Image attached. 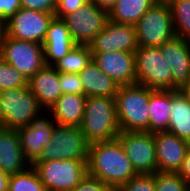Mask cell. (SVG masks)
<instances>
[{"mask_svg":"<svg viewBox=\"0 0 190 191\" xmlns=\"http://www.w3.org/2000/svg\"><path fill=\"white\" fill-rule=\"evenodd\" d=\"M87 172L115 191L137 175L118 138L90 143Z\"/></svg>","mask_w":190,"mask_h":191,"instance_id":"cell-1","label":"cell"},{"mask_svg":"<svg viewBox=\"0 0 190 191\" xmlns=\"http://www.w3.org/2000/svg\"><path fill=\"white\" fill-rule=\"evenodd\" d=\"M115 100L121 132H150L148 87L138 83L122 85Z\"/></svg>","mask_w":190,"mask_h":191,"instance_id":"cell-2","label":"cell"},{"mask_svg":"<svg viewBox=\"0 0 190 191\" xmlns=\"http://www.w3.org/2000/svg\"><path fill=\"white\" fill-rule=\"evenodd\" d=\"M89 143L117 138L120 127L114 97H87L80 126Z\"/></svg>","mask_w":190,"mask_h":191,"instance_id":"cell-3","label":"cell"},{"mask_svg":"<svg viewBox=\"0 0 190 191\" xmlns=\"http://www.w3.org/2000/svg\"><path fill=\"white\" fill-rule=\"evenodd\" d=\"M44 111L29 87L0 91V113L6 129L18 130L30 125Z\"/></svg>","mask_w":190,"mask_h":191,"instance_id":"cell-4","label":"cell"},{"mask_svg":"<svg viewBox=\"0 0 190 191\" xmlns=\"http://www.w3.org/2000/svg\"><path fill=\"white\" fill-rule=\"evenodd\" d=\"M32 167L46 191H71L88 174L87 160L35 161Z\"/></svg>","mask_w":190,"mask_h":191,"instance_id":"cell-5","label":"cell"},{"mask_svg":"<svg viewBox=\"0 0 190 191\" xmlns=\"http://www.w3.org/2000/svg\"><path fill=\"white\" fill-rule=\"evenodd\" d=\"M89 145L80 127L56 124L49 145L36 161L88 160Z\"/></svg>","mask_w":190,"mask_h":191,"instance_id":"cell-6","label":"cell"},{"mask_svg":"<svg viewBox=\"0 0 190 191\" xmlns=\"http://www.w3.org/2000/svg\"><path fill=\"white\" fill-rule=\"evenodd\" d=\"M134 27L139 47H159L176 36L168 3H155Z\"/></svg>","mask_w":190,"mask_h":191,"instance_id":"cell-7","label":"cell"},{"mask_svg":"<svg viewBox=\"0 0 190 191\" xmlns=\"http://www.w3.org/2000/svg\"><path fill=\"white\" fill-rule=\"evenodd\" d=\"M0 57L28 81L46 65L42 43L17 40L6 35L0 41Z\"/></svg>","mask_w":190,"mask_h":191,"instance_id":"cell-8","label":"cell"},{"mask_svg":"<svg viewBox=\"0 0 190 191\" xmlns=\"http://www.w3.org/2000/svg\"><path fill=\"white\" fill-rule=\"evenodd\" d=\"M137 83L151 90H172V75L159 47H138L135 51Z\"/></svg>","mask_w":190,"mask_h":191,"instance_id":"cell-9","label":"cell"},{"mask_svg":"<svg viewBox=\"0 0 190 191\" xmlns=\"http://www.w3.org/2000/svg\"><path fill=\"white\" fill-rule=\"evenodd\" d=\"M68 26L71 38L76 44L89 43L105 28L109 20L108 11L99 8L91 1L77 11L63 18Z\"/></svg>","mask_w":190,"mask_h":191,"instance_id":"cell-10","label":"cell"},{"mask_svg":"<svg viewBox=\"0 0 190 191\" xmlns=\"http://www.w3.org/2000/svg\"><path fill=\"white\" fill-rule=\"evenodd\" d=\"M117 138L137 174L158 172L154 133L120 132Z\"/></svg>","mask_w":190,"mask_h":191,"instance_id":"cell-11","label":"cell"},{"mask_svg":"<svg viewBox=\"0 0 190 191\" xmlns=\"http://www.w3.org/2000/svg\"><path fill=\"white\" fill-rule=\"evenodd\" d=\"M55 14L20 8L6 21L5 35L17 40L43 43Z\"/></svg>","mask_w":190,"mask_h":191,"instance_id":"cell-12","label":"cell"},{"mask_svg":"<svg viewBox=\"0 0 190 191\" xmlns=\"http://www.w3.org/2000/svg\"><path fill=\"white\" fill-rule=\"evenodd\" d=\"M91 53L122 51L135 53L138 42L134 25L108 20L105 28L89 43Z\"/></svg>","mask_w":190,"mask_h":191,"instance_id":"cell-13","label":"cell"},{"mask_svg":"<svg viewBox=\"0 0 190 191\" xmlns=\"http://www.w3.org/2000/svg\"><path fill=\"white\" fill-rule=\"evenodd\" d=\"M56 124L51 114L44 111L30 125L18 129L23 154L31 165L40 157L44 147L49 145Z\"/></svg>","mask_w":190,"mask_h":191,"instance_id":"cell-14","label":"cell"},{"mask_svg":"<svg viewBox=\"0 0 190 191\" xmlns=\"http://www.w3.org/2000/svg\"><path fill=\"white\" fill-rule=\"evenodd\" d=\"M92 60L119 86L137 83L135 53L122 51L92 53Z\"/></svg>","mask_w":190,"mask_h":191,"instance_id":"cell-15","label":"cell"},{"mask_svg":"<svg viewBox=\"0 0 190 191\" xmlns=\"http://www.w3.org/2000/svg\"><path fill=\"white\" fill-rule=\"evenodd\" d=\"M172 75V90H179L190 81V41L175 36L159 46Z\"/></svg>","mask_w":190,"mask_h":191,"instance_id":"cell-16","label":"cell"},{"mask_svg":"<svg viewBox=\"0 0 190 191\" xmlns=\"http://www.w3.org/2000/svg\"><path fill=\"white\" fill-rule=\"evenodd\" d=\"M158 172H178L190 143L164 131L154 133Z\"/></svg>","mask_w":190,"mask_h":191,"instance_id":"cell-17","label":"cell"},{"mask_svg":"<svg viewBox=\"0 0 190 191\" xmlns=\"http://www.w3.org/2000/svg\"><path fill=\"white\" fill-rule=\"evenodd\" d=\"M42 45L45 63L49 66H54L76 45L63 18L53 17Z\"/></svg>","mask_w":190,"mask_h":191,"instance_id":"cell-18","label":"cell"},{"mask_svg":"<svg viewBox=\"0 0 190 191\" xmlns=\"http://www.w3.org/2000/svg\"><path fill=\"white\" fill-rule=\"evenodd\" d=\"M31 166L25 158L18 135V130L0 131V171L8 175L20 173Z\"/></svg>","mask_w":190,"mask_h":191,"instance_id":"cell-19","label":"cell"},{"mask_svg":"<svg viewBox=\"0 0 190 191\" xmlns=\"http://www.w3.org/2000/svg\"><path fill=\"white\" fill-rule=\"evenodd\" d=\"M28 86L45 111L62 95L59 72L54 66L45 65L41 68L28 81Z\"/></svg>","mask_w":190,"mask_h":191,"instance_id":"cell-20","label":"cell"},{"mask_svg":"<svg viewBox=\"0 0 190 191\" xmlns=\"http://www.w3.org/2000/svg\"><path fill=\"white\" fill-rule=\"evenodd\" d=\"M87 96L80 94H62L47 110L59 125L80 127L84 117Z\"/></svg>","mask_w":190,"mask_h":191,"instance_id":"cell-21","label":"cell"},{"mask_svg":"<svg viewBox=\"0 0 190 191\" xmlns=\"http://www.w3.org/2000/svg\"><path fill=\"white\" fill-rule=\"evenodd\" d=\"M78 75L87 97L115 98L120 87L93 60Z\"/></svg>","mask_w":190,"mask_h":191,"instance_id":"cell-22","label":"cell"},{"mask_svg":"<svg viewBox=\"0 0 190 191\" xmlns=\"http://www.w3.org/2000/svg\"><path fill=\"white\" fill-rule=\"evenodd\" d=\"M168 132L190 143V103L180 90H171Z\"/></svg>","mask_w":190,"mask_h":191,"instance_id":"cell-23","label":"cell"},{"mask_svg":"<svg viewBox=\"0 0 190 191\" xmlns=\"http://www.w3.org/2000/svg\"><path fill=\"white\" fill-rule=\"evenodd\" d=\"M171 111V90L149 88L150 133L168 131Z\"/></svg>","mask_w":190,"mask_h":191,"instance_id":"cell-24","label":"cell"},{"mask_svg":"<svg viewBox=\"0 0 190 191\" xmlns=\"http://www.w3.org/2000/svg\"><path fill=\"white\" fill-rule=\"evenodd\" d=\"M155 3L154 0H118L108 12L109 20L135 25Z\"/></svg>","mask_w":190,"mask_h":191,"instance_id":"cell-25","label":"cell"},{"mask_svg":"<svg viewBox=\"0 0 190 191\" xmlns=\"http://www.w3.org/2000/svg\"><path fill=\"white\" fill-rule=\"evenodd\" d=\"M92 61L89 45L76 44L54 67L59 73H80Z\"/></svg>","mask_w":190,"mask_h":191,"instance_id":"cell-26","label":"cell"},{"mask_svg":"<svg viewBox=\"0 0 190 191\" xmlns=\"http://www.w3.org/2000/svg\"><path fill=\"white\" fill-rule=\"evenodd\" d=\"M168 5L175 35L190 41V0H171Z\"/></svg>","mask_w":190,"mask_h":191,"instance_id":"cell-27","label":"cell"},{"mask_svg":"<svg viewBox=\"0 0 190 191\" xmlns=\"http://www.w3.org/2000/svg\"><path fill=\"white\" fill-rule=\"evenodd\" d=\"M8 191H46L32 165L25 171L10 175Z\"/></svg>","mask_w":190,"mask_h":191,"instance_id":"cell-28","label":"cell"},{"mask_svg":"<svg viewBox=\"0 0 190 191\" xmlns=\"http://www.w3.org/2000/svg\"><path fill=\"white\" fill-rule=\"evenodd\" d=\"M156 191H190V186L178 172H155Z\"/></svg>","mask_w":190,"mask_h":191,"instance_id":"cell-29","label":"cell"},{"mask_svg":"<svg viewBox=\"0 0 190 191\" xmlns=\"http://www.w3.org/2000/svg\"><path fill=\"white\" fill-rule=\"evenodd\" d=\"M18 87H29L28 80L0 57V91Z\"/></svg>","mask_w":190,"mask_h":191,"instance_id":"cell-30","label":"cell"},{"mask_svg":"<svg viewBox=\"0 0 190 191\" xmlns=\"http://www.w3.org/2000/svg\"><path fill=\"white\" fill-rule=\"evenodd\" d=\"M116 191H156L154 174H137Z\"/></svg>","mask_w":190,"mask_h":191,"instance_id":"cell-31","label":"cell"},{"mask_svg":"<svg viewBox=\"0 0 190 191\" xmlns=\"http://www.w3.org/2000/svg\"><path fill=\"white\" fill-rule=\"evenodd\" d=\"M62 94L84 95L82 83L78 74L59 73Z\"/></svg>","mask_w":190,"mask_h":191,"instance_id":"cell-32","label":"cell"},{"mask_svg":"<svg viewBox=\"0 0 190 191\" xmlns=\"http://www.w3.org/2000/svg\"><path fill=\"white\" fill-rule=\"evenodd\" d=\"M71 191H115L109 185L103 183L100 179L93 178L88 174Z\"/></svg>","mask_w":190,"mask_h":191,"instance_id":"cell-33","label":"cell"},{"mask_svg":"<svg viewBox=\"0 0 190 191\" xmlns=\"http://www.w3.org/2000/svg\"><path fill=\"white\" fill-rule=\"evenodd\" d=\"M21 7L44 13L55 14L57 0H21Z\"/></svg>","mask_w":190,"mask_h":191,"instance_id":"cell-34","label":"cell"},{"mask_svg":"<svg viewBox=\"0 0 190 191\" xmlns=\"http://www.w3.org/2000/svg\"><path fill=\"white\" fill-rule=\"evenodd\" d=\"M88 0H57L55 16L64 18L66 15L77 11Z\"/></svg>","mask_w":190,"mask_h":191,"instance_id":"cell-35","label":"cell"},{"mask_svg":"<svg viewBox=\"0 0 190 191\" xmlns=\"http://www.w3.org/2000/svg\"><path fill=\"white\" fill-rule=\"evenodd\" d=\"M21 8V0H0V17L6 22Z\"/></svg>","mask_w":190,"mask_h":191,"instance_id":"cell-36","label":"cell"},{"mask_svg":"<svg viewBox=\"0 0 190 191\" xmlns=\"http://www.w3.org/2000/svg\"><path fill=\"white\" fill-rule=\"evenodd\" d=\"M183 180L190 186V147L187 149L181 169L178 171Z\"/></svg>","mask_w":190,"mask_h":191,"instance_id":"cell-37","label":"cell"},{"mask_svg":"<svg viewBox=\"0 0 190 191\" xmlns=\"http://www.w3.org/2000/svg\"><path fill=\"white\" fill-rule=\"evenodd\" d=\"M96 4L99 8H102L109 12L118 0H89Z\"/></svg>","mask_w":190,"mask_h":191,"instance_id":"cell-38","label":"cell"},{"mask_svg":"<svg viewBox=\"0 0 190 191\" xmlns=\"http://www.w3.org/2000/svg\"><path fill=\"white\" fill-rule=\"evenodd\" d=\"M10 175L0 171V191H8Z\"/></svg>","mask_w":190,"mask_h":191,"instance_id":"cell-39","label":"cell"},{"mask_svg":"<svg viewBox=\"0 0 190 191\" xmlns=\"http://www.w3.org/2000/svg\"><path fill=\"white\" fill-rule=\"evenodd\" d=\"M190 103V81L179 89Z\"/></svg>","mask_w":190,"mask_h":191,"instance_id":"cell-40","label":"cell"},{"mask_svg":"<svg viewBox=\"0 0 190 191\" xmlns=\"http://www.w3.org/2000/svg\"><path fill=\"white\" fill-rule=\"evenodd\" d=\"M6 22L0 17V41L5 37Z\"/></svg>","mask_w":190,"mask_h":191,"instance_id":"cell-41","label":"cell"},{"mask_svg":"<svg viewBox=\"0 0 190 191\" xmlns=\"http://www.w3.org/2000/svg\"><path fill=\"white\" fill-rule=\"evenodd\" d=\"M5 129V123L2 119L1 113H0V131Z\"/></svg>","mask_w":190,"mask_h":191,"instance_id":"cell-42","label":"cell"},{"mask_svg":"<svg viewBox=\"0 0 190 191\" xmlns=\"http://www.w3.org/2000/svg\"><path fill=\"white\" fill-rule=\"evenodd\" d=\"M156 3H169L171 0H154Z\"/></svg>","mask_w":190,"mask_h":191,"instance_id":"cell-43","label":"cell"}]
</instances>
